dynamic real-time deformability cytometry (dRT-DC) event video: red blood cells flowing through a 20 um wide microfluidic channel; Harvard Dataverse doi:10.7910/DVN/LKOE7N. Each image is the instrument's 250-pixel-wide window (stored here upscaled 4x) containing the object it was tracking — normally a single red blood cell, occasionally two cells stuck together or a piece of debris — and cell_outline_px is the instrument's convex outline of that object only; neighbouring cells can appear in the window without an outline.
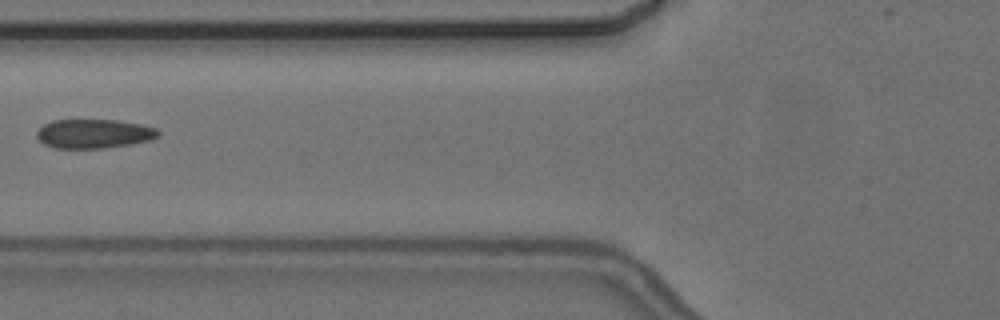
{"species": "common noctule bat (a hibernating species)", "species_latin": "Nyctalus noctula", "temperature_condition": "cold", "stored_images_in_passage": 7, "camera_frame_rate_fps": 3000, "um_per_image_px": 0.085, "animal": {"sex": "female", "body_mass_g": 24.6, "forearm_length_mm": 56.2}, "frame": {"image": 1, "passage_image": 2, "time_ms": 1.333, "image_size_px": [1000, 320], "cell_outline_px": [[160, 136], [152, 140], [104, 148], [52, 148], [44, 144], [36, 136], [36, 132], [44, 124], [52, 120], [116, 120], [140, 124], [156, 128], [160, 132]], "centroid_in_image_um": [7.98, 11.36], "position_along_channel_um": 117.8, "area_um2": 20.63}}